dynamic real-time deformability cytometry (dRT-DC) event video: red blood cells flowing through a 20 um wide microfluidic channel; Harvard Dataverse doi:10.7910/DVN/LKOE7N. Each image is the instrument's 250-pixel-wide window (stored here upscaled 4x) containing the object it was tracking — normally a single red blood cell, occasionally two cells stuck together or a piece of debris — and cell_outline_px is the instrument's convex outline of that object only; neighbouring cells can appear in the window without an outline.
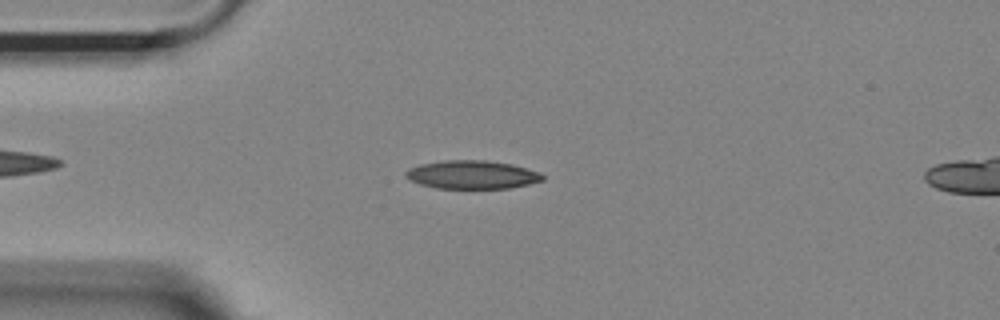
{"species": "Egyptian fruit bat (a non-hibernating species)", "species_latin": "Rousettus aegyptiacus", "temperature_condition": "room temperature", "stored_images_in_passage": 47, "camera_frame_rate_fps": 3000, "um_per_image_px": 0.085, "animal": {"sex": "female"}, "frame": {"image": 1, "passage_image": 7, "time_ms": 2.0, "image_size_px": [1000, 320], "cell_outline_px": [[544, 180], [528, 184], [508, 188], [436, 188], [420, 184], [408, 180], [404, 176], [404, 172], [408, 168], [420, 164], [444, 160], [484, 160], [512, 164], [540, 172], [544, 176]], "centroid_in_image_um": [40.09, 14.84], "position_along_channel_um": 44.9, "area_um2": 22.72}}
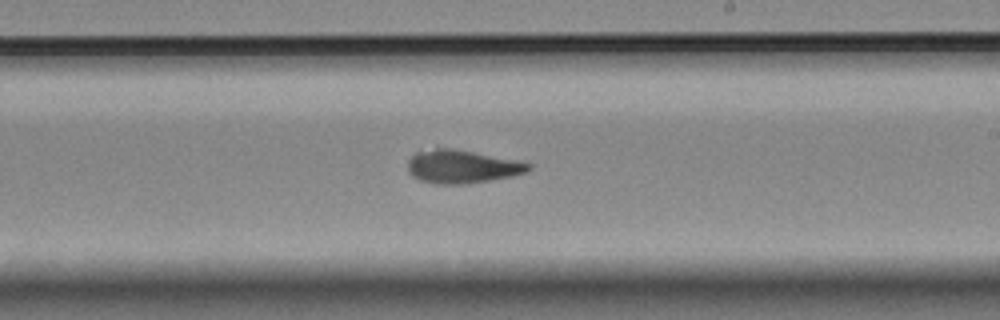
{"frame": {"image": 2, "passage_image": 25, "time_ms": 8.0, "image_size_px": [1000, 320], "cell_outline_px": [[532, 168], [524, 172], [512, 176], [464, 184], [436, 184], [420, 180], [412, 176], [408, 172], [408, 160], [416, 152], [436, 144], [516, 160], [532, 164]], "centroid_in_image_um": [39.19, 14.11], "position_along_channel_um": 249.8, "area_um2": 23.93}}
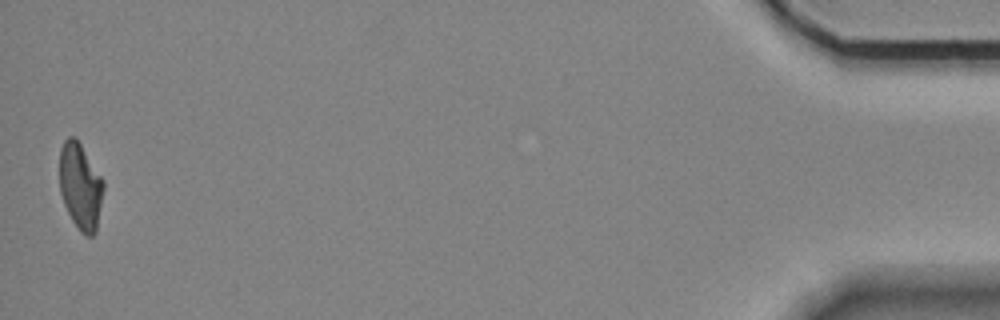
{"frame": {"image": 3, "passage_image": 47, "time_ms": 15.333, "image_size_px": [1000, 320], "cell_outline_px": [[104, 188], [96, 232], [92, 236], [84, 236], [80, 232], [72, 220], [64, 204], [60, 192], [60, 148], [64, 140], [68, 136], [76, 136], [104, 180]], "centroid_in_image_um": [6.84, 15.82], "position_along_channel_um": 428.4, "area_um2": 22.37}, "authors_computed_cell_mechanics": {"area_um2": 22.6576, "velocity_mm_per_s": 3.6897, "shape_relaxation_time_tau1_ms": 6.7151, "shape_relaxation_time_tau2_ms": 3.024, "deformation_change_tau1": 0.1868, "deformation_change_tau2": 0.1004}}